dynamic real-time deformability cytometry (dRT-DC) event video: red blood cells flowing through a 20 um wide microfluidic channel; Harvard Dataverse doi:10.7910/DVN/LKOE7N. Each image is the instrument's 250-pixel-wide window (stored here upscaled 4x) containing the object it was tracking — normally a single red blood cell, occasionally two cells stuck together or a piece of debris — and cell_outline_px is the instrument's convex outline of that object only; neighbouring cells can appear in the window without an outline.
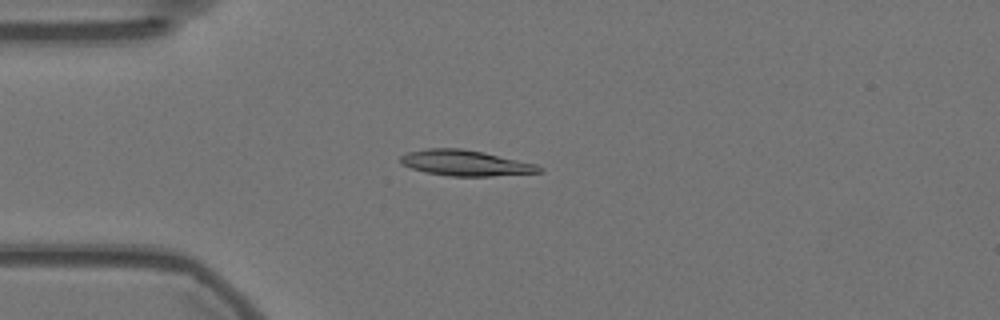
{"species": "Egyptian fruit bat (a non-hibernating species)", "species_latin": "Rousettus aegyptiacus", "temperature_condition": "warm", "stored_images_in_passage": 56, "camera_frame_rate_fps": 3000, "um_per_image_px": 0.085, "animal": {"sex": "female"}, "frame": {"image": 1, "passage_image": 14, "time_ms": 4.333, "image_size_px": [1000, 320], "cell_outline_px": [[544, 172], [492, 176], [448, 176], [424, 172], [400, 164], [400, 156], [408, 152], [428, 148], [460, 148], [480, 152], [536, 164], [544, 168]], "centroid_in_image_um": [39.54, 13.86], "position_along_channel_um": 45.5, "area_um2": 20.63}}
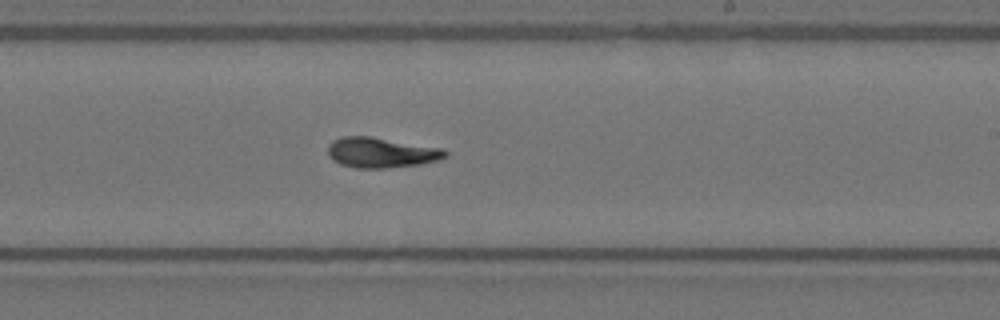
{"frame": {"image": 2, "passage_image": 33, "time_ms": 10.667, "image_size_px": [1000, 320], "cell_outline_px": [[448, 156], [436, 160], [420, 164], [388, 168], [356, 168], [340, 164], [332, 160], [328, 156], [328, 144], [332, 140], [344, 136], [372, 136], [440, 148], [448, 152]], "centroid_in_image_um": [32.35, 12.97], "position_along_channel_um": 256.6, "area_um2": 20.75}}
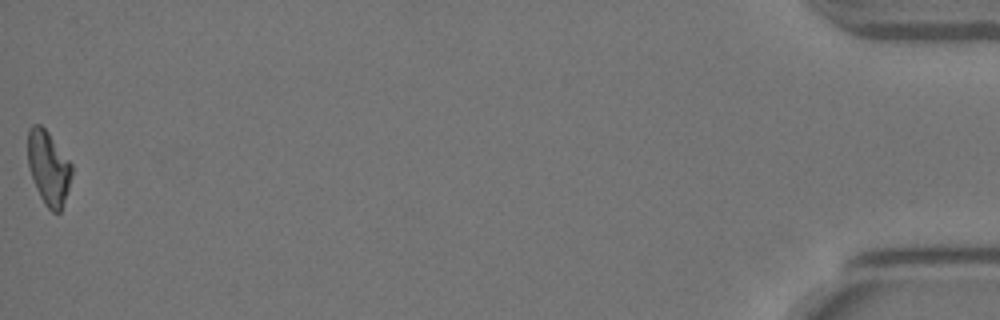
{"frame": {"image": 3, "passage_image": 56, "time_ms": 18.333, "image_size_px": [1000, 320], "cell_outline_px": [[72, 176], [60, 212], [52, 212], [44, 204], [36, 188], [28, 164], [28, 128], [32, 124], [40, 124], [48, 132], [72, 164]], "centroid_in_image_um": [4.12, 14.25], "position_along_channel_um": 431.1, "area_um2": 18.73}, "authors_computed_cell_mechanics": {"area_um2": 19.9121, "velocity_mm_per_s": 3.5917, "shape_relaxation_time_tau1_ms": 7.4569, "shape_relaxation_time_tau2_ms": 4.0281, "deformation_change_tau1": 0.2326, "deformation_change_tau2": 0.0881}}